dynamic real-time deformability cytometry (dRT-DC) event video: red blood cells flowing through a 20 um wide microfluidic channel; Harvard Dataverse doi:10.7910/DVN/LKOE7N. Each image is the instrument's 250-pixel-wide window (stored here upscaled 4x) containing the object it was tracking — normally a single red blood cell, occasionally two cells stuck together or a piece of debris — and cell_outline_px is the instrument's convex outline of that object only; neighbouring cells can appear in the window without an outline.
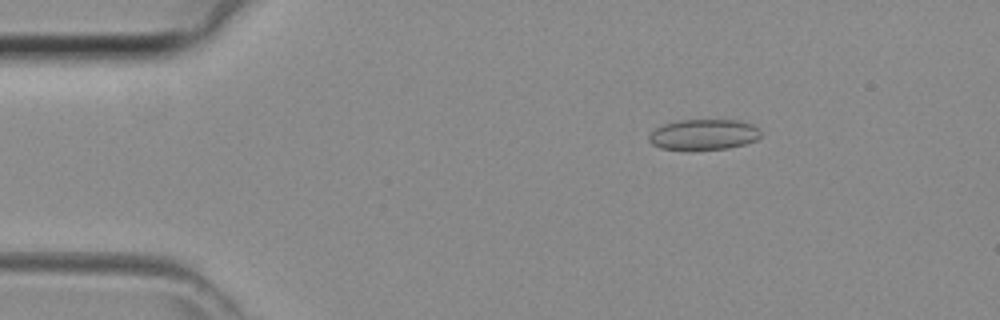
{"species": "common noctule bat (a hibernating species)", "species_latin": "Nyctalus noctula", "temperature_condition": "room temperature", "stored_images_in_passage": 42, "camera_frame_rate_fps": 3000, "um_per_image_px": 0.085, "animal": {"sex": "female", "body_mass_g": 29.2, "forearm_length_mm": 56.3}, "frame": {"image": 1, "passage_image": 6, "time_ms": 1.667, "image_size_px": [1000, 320], "cell_outline_px": [[760, 136], [756, 140], [744, 144], [728, 148], [688, 152], [660, 148], [652, 144], [648, 140], [648, 136], [656, 128], [664, 124], [680, 120], [740, 120], [752, 124], [760, 128]], "centroid_in_image_um": [59.8, 11.47], "position_along_channel_um": 25.2, "area_um2": 20.52}}
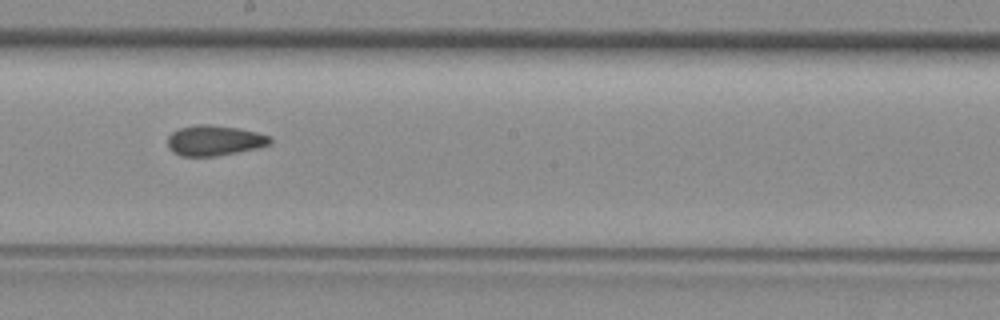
{"frame": {"image": 2, "passage_image": 23, "time_ms": 7.333, "image_size_px": [1000, 320], "cell_outline_px": [[272, 144], [256, 148], [216, 156], [180, 156], [172, 152], [168, 144], [168, 136], [172, 132], [180, 128], [200, 124], [208, 124], [236, 128], [256, 132], [268, 136], [272, 140]], "centroid_in_image_um": [18.2, 11.95], "position_along_channel_um": 230.0, "area_um2": 17.92}}
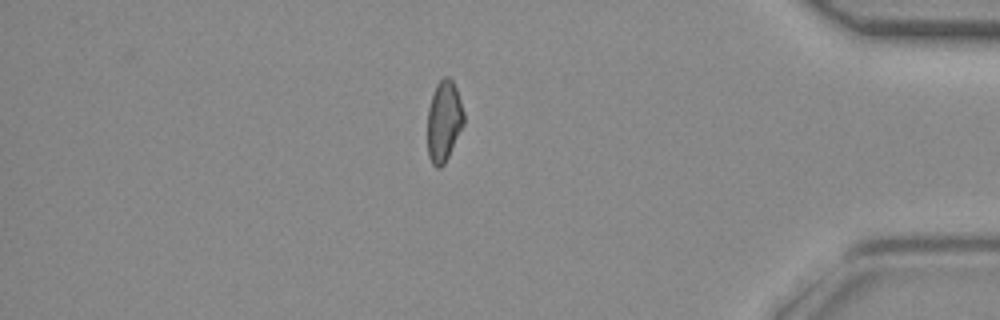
{"frame": {"image": 3, "passage_image": 36, "time_ms": 11.667, "image_size_px": [1000, 320], "cell_outline_px": [[464, 124], [444, 164], [440, 168], [436, 168], [432, 164], [428, 156], [428, 108], [436, 84], [444, 76], [448, 76], [452, 80], [456, 88], [464, 112]], "centroid_in_image_um": [37.73, 10.3], "position_along_channel_um": 397.5, "area_um2": 17.05}}